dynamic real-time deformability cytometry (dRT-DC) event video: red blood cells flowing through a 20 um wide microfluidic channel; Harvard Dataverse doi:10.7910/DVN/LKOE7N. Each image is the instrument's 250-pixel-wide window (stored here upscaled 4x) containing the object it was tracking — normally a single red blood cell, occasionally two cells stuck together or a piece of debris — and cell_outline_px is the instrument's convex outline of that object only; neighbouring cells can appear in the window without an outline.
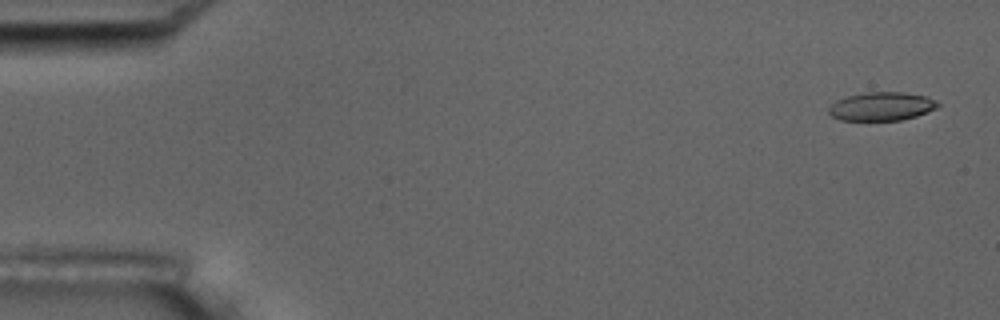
{"species": "common noctule bat (a hibernating species)", "species_latin": "Nyctalus noctula", "temperature_condition": "room temperature", "stored_images_in_passage": 4, "camera_frame_rate_fps": 3000, "um_per_image_px": 0.085, "animal": {"sex": "male", "body_mass_g": 17.5, "forearm_length_mm": 52.3}, "frame": {"image": 1, "passage_image": 1, "time_ms": 0.0, "image_size_px": [1000, 320], "cell_outline_px": [[940, 104], [936, 108], [916, 116], [900, 120], [840, 120], [832, 116], [828, 112], [828, 108], [836, 100], [848, 96], [868, 92], [904, 92], [928, 96], [936, 100]], "centroid_in_image_um": [74.95, 9.03], "position_along_channel_um": 10.1, "area_um2": 18.09}}